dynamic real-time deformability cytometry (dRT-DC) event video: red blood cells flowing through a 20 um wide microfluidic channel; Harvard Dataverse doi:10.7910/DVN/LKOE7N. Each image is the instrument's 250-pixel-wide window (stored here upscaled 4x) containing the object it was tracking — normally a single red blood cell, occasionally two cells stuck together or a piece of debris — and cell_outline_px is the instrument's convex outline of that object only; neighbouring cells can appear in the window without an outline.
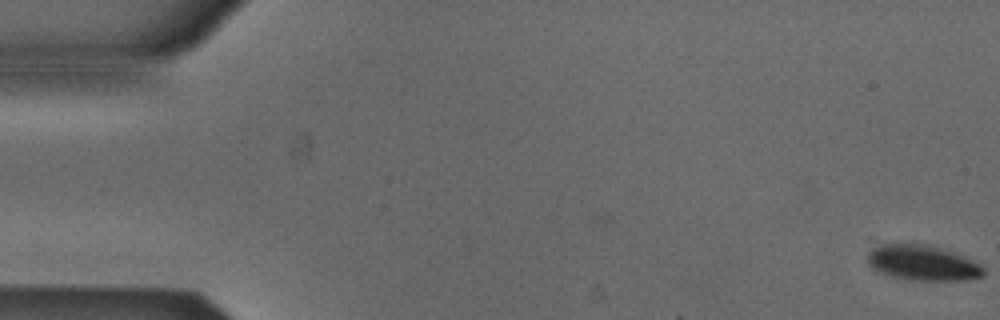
{"species": "Egyptian fruit bat (a non-hibernating species)", "species_latin": "Rousettus aegyptiacus", "temperature_condition": "cold", "stored_images_in_passage": 41, "camera_frame_rate_fps": 3000, "um_per_image_px": 0.085, "animal": {"sex": "male"}, "frame": {"image": 1, "passage_image": 1, "time_ms": 0.0, "image_size_px": [1000, 320], "cell_outline_px": [[984, 276], [964, 280], [908, 280], [892, 276], [880, 272], [872, 268], [868, 264], [868, 236], [928, 244], [964, 256], [980, 264], [984, 268]], "centroid_in_image_um": [78.17, 22.21], "position_along_channel_um": 6.8, "area_um2": 25.84}}
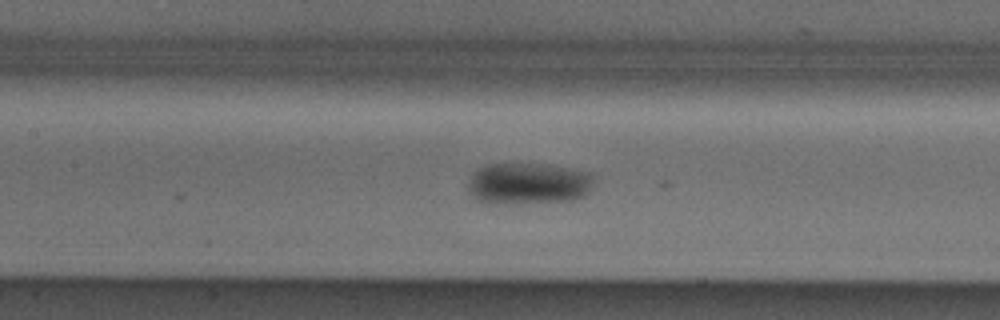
{"frame": {"image": 2, "passage_image": 25, "time_ms": 8.0, "image_size_px": [1000, 320], "cell_outline_px": [[592, 184], [588, 192], [584, 196], [572, 200], [508, 204], [488, 204], [480, 200], [468, 192], [468, 184], [472, 172], [488, 164], [544, 164], [592, 172]], "centroid_in_image_um": [44.89, 15.61], "position_along_channel_um": 162.5, "area_um2": 30.58}}
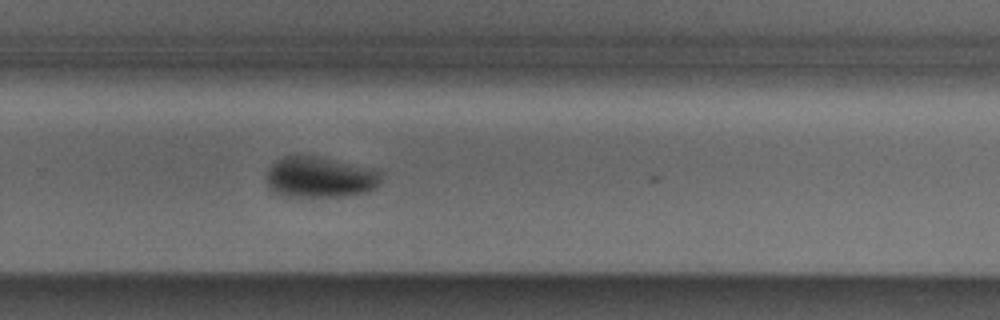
{"frame": {"image": 3, "passage_image": 36, "time_ms": 11.667, "image_size_px": [1000, 320], "cell_outline_px": [[380, 180], [376, 188], [368, 192], [344, 196], [284, 196], [272, 192], [268, 188], [264, 180], [268, 168], [276, 160], [284, 156], [316, 156], [352, 164], [368, 168], [380, 172]], "centroid_in_image_um": [27.11, 15.08], "position_along_channel_um": 302.7, "area_um2": 27.28}}